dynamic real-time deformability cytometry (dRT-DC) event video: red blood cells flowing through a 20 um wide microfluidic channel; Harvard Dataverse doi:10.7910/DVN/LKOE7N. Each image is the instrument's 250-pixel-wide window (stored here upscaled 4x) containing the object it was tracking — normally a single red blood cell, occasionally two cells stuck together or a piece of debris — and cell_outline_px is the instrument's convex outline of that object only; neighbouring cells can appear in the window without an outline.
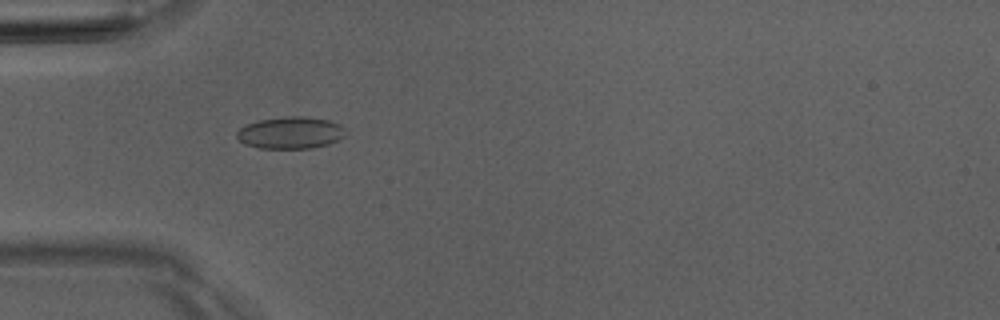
{"species": "Egyptian fruit bat (a non-hibernating species)", "species_latin": "Rousettus aegyptiacus", "temperature_condition": "room temperature", "stored_images_in_passage": 3, "camera_frame_rate_fps": 3000, "um_per_image_px": 0.085, "animal": {"sex": "male"}, "frame": {"image": 1, "passage_image": 3, "time_ms": 2.333, "image_size_px": [1000, 320], "cell_outline_px": [[344, 136], [328, 144], [312, 148], [260, 148], [244, 144], [236, 136], [236, 132], [240, 128], [248, 124], [260, 120], [284, 116], [304, 116], [328, 120], [340, 124], [344, 128]], "centroid_in_image_um": [24.68, 11.28], "position_along_channel_um": 60.3, "area_um2": 20.11}}